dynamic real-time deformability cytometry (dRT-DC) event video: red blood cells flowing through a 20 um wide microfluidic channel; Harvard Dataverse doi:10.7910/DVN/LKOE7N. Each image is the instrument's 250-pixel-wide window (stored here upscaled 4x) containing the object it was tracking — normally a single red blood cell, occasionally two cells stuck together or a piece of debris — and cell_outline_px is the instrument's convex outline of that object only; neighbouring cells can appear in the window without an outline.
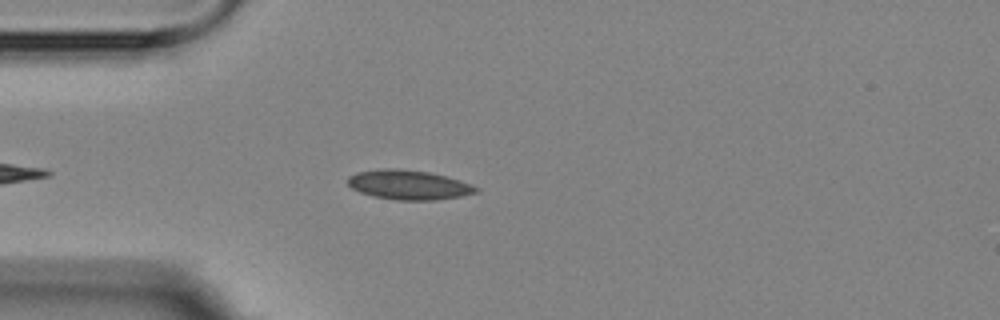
{"species": "Egyptian fruit bat (a non-hibernating species)", "species_latin": "Rousettus aegyptiacus", "temperature_condition": "room temperature", "stored_images_in_passage": 3, "camera_frame_rate_fps": 3000, "um_per_image_px": 0.085, "animal": {"sex": "female"}, "frame": {"image": 1, "passage_image": 3, "time_ms": 3.0, "image_size_px": [1000, 320], "cell_outline_px": [[480, 192], [460, 196], [436, 200], [396, 200], [372, 196], [360, 192], [352, 188], [348, 184], [348, 176], [356, 172], [384, 168], [400, 168], [428, 172], [448, 176], [460, 180], [480, 188]], "centroid_in_image_um": [34.75, 15.71], "position_along_channel_um": 50.2, "area_um2": 22.25}}